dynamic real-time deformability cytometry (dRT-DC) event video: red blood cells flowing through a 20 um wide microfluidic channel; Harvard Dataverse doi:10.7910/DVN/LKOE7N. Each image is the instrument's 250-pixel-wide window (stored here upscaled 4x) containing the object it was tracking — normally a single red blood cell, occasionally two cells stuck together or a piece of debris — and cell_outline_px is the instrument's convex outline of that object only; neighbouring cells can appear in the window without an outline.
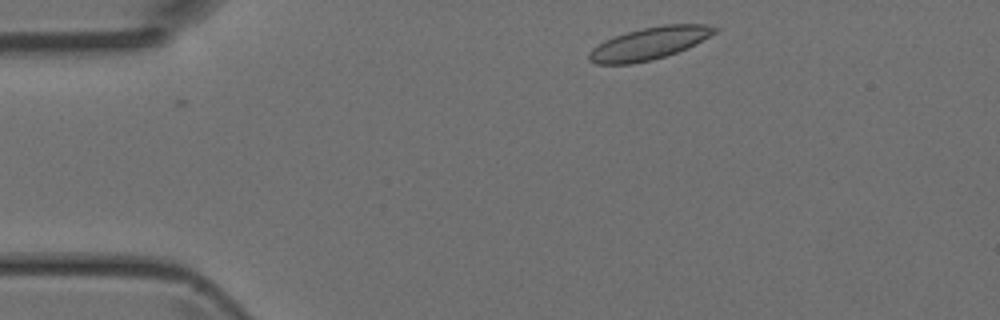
{"species": "Egyptian fruit bat (a non-hibernating species)", "species_latin": "Rousettus aegyptiacus", "temperature_condition": "room temperature", "stored_images_in_passage": 39, "camera_frame_rate_fps": 3000, "um_per_image_px": 0.085, "animal": {"sex": "female"}, "frame": {"image": 1, "passage_image": 1, "time_ms": 0.0, "image_size_px": [1000, 320], "cell_outline_px": [[720, 28], [716, 32], [696, 44], [688, 48], [652, 60], [632, 64], [596, 64], [588, 60], [588, 52], [592, 48], [604, 40], [640, 28], [664, 24], [704, 24]], "centroid_in_image_um": [55.18, 3.69], "position_along_channel_um": 29.8, "area_um2": 23.7}}
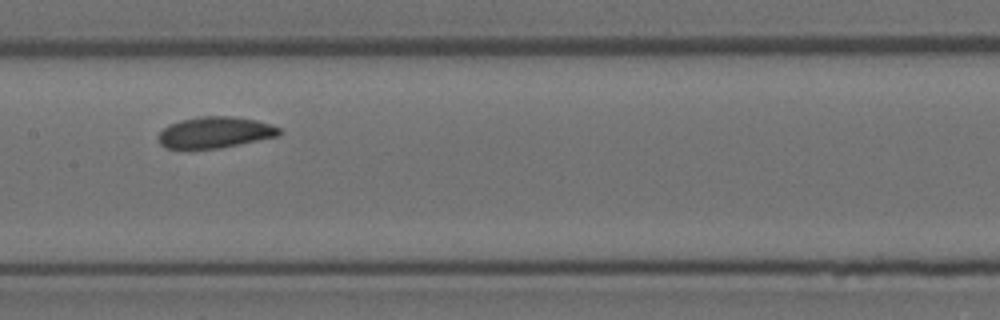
{"frame": {"image": 2, "passage_image": 16, "time_ms": 5.0, "image_size_px": [1000, 320], "cell_outline_px": [[284, 132], [276, 136], [220, 148], [164, 148], [160, 144], [160, 132], [168, 124], [180, 120], [204, 116], [232, 116], [256, 120], [280, 128]], "centroid_in_image_um": [18.28, 11.24], "position_along_channel_um": 189.1, "area_um2": 21.68}}
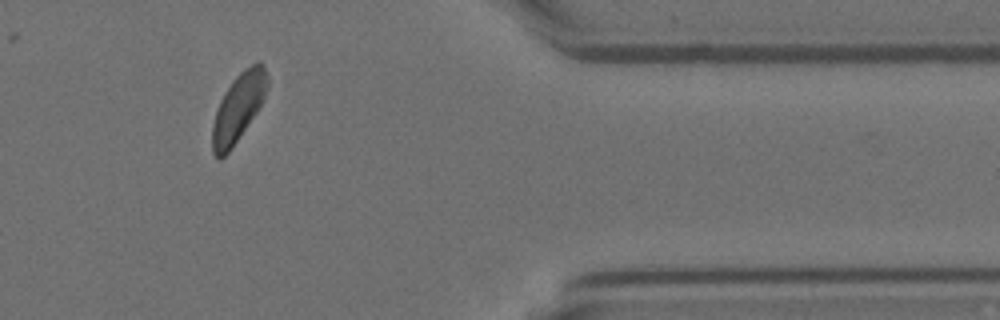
{"frame": {"image": 3, "passage_image": 32, "time_ms": 10.333, "image_size_px": [1000, 320], "cell_outline_px": [[268, 88], [256, 112], [228, 152], [220, 160], [212, 152], [212, 124], [220, 100], [224, 92], [232, 80], [244, 68], [260, 60], [264, 64], [268, 76]], "centroid_in_image_um": [20.25, 9.09], "position_along_channel_um": 391.1, "area_um2": 21.56}}